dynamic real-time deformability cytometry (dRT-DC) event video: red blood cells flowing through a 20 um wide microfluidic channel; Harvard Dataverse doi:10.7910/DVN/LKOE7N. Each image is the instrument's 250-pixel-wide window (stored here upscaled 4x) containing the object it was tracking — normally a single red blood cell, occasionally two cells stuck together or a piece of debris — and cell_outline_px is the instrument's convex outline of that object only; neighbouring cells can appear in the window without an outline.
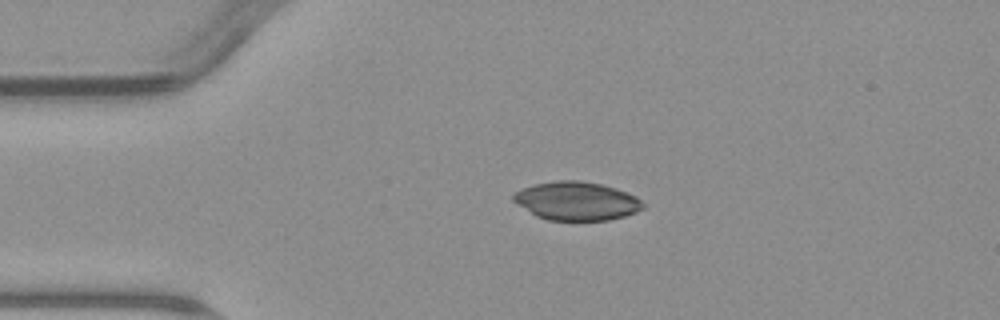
{"species": "common noctule bat (a hibernating species)", "species_latin": "Nyctalus noctula", "temperature_condition": "warm", "stored_images_in_passage": 5, "camera_frame_rate_fps": 3000, "um_per_image_px": 0.085, "animal": {"sex": "male", "body_mass_g": 23.1, "forearm_length_mm": 52.7}, "frame": {"image": 1, "passage_image": 3, "time_ms": 2.667, "image_size_px": [1000, 320], "cell_outline_px": [[644, 208], [636, 212], [624, 216], [608, 220], [548, 220], [536, 216], [516, 204], [512, 200], [512, 192], [532, 184], [556, 180], [580, 180], [600, 184], [616, 188], [636, 196], [644, 204]], "centroid_in_image_um": [48.96, 17.07], "position_along_channel_um": 36.0, "area_um2": 29.3}}